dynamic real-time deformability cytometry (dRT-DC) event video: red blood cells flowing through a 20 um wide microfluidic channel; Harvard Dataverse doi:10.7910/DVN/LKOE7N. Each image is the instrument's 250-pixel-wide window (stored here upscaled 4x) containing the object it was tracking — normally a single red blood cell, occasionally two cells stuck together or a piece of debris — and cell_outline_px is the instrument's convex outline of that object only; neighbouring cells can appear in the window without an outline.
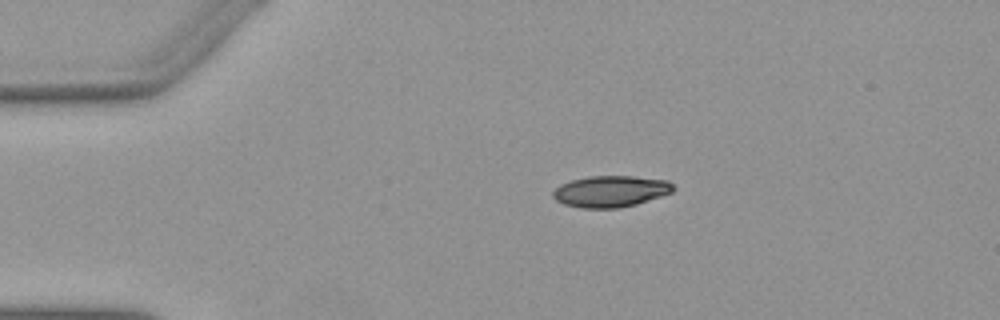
{"species": "Egyptian fruit bat (a non-hibernating species)", "species_latin": "Rousettus aegyptiacus", "temperature_condition": "warm", "stored_images_in_passage": 42, "camera_frame_rate_fps": 3000, "um_per_image_px": 0.085, "animal": {"sex": "female"}, "frame": {"image": 1, "passage_image": 1, "time_ms": 0.0, "image_size_px": [1000, 320], "cell_outline_px": [[676, 188], [672, 192], [636, 204], [620, 208], [580, 208], [564, 204], [556, 200], [552, 196], [552, 192], [560, 184], [572, 180], [588, 176], [632, 176], [668, 180]], "centroid_in_image_um": [51.89, 16.26], "position_along_channel_um": 33.1, "area_um2": 22.02}}
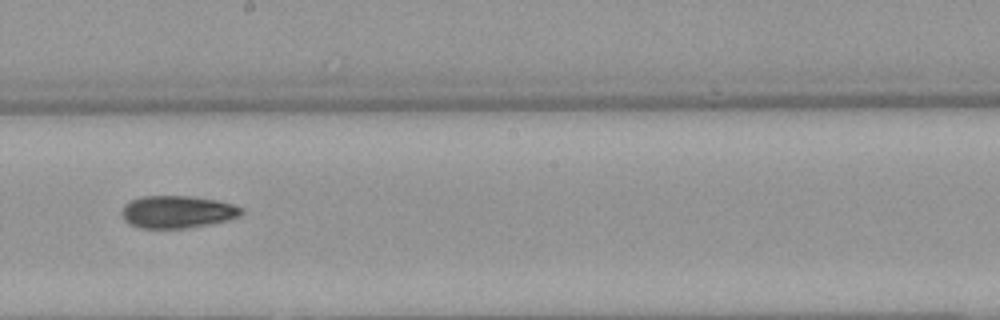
{"frame": {"image": 2, "passage_image": 20, "time_ms": 6.333, "image_size_px": [1000, 320], "cell_outline_px": [[244, 212], [240, 216], [228, 220], [188, 228], [140, 228], [128, 224], [120, 216], [120, 212], [124, 204], [132, 200], [144, 196], [188, 196], [216, 200], [232, 204], [244, 208]], "centroid_in_image_um": [15.05, 18.01], "position_along_channel_um": 233.2, "area_um2": 22.77}}
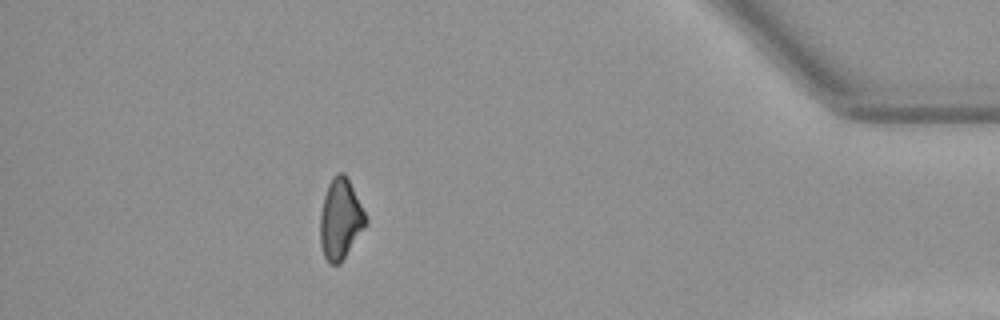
{"frame": {"image": 3, "passage_image": 37, "time_ms": 12.0, "image_size_px": [1000, 320], "cell_outline_px": [[368, 220], [364, 228], [340, 264], [328, 264], [324, 256], [320, 244], [320, 212], [324, 196], [328, 184], [332, 176], [336, 172], [344, 172]], "centroid_in_image_um": [28.9, 18.64], "position_along_channel_um": 406.3, "area_um2": 21.21}, "authors_computed_cell_mechanics": {"area_um2": 22.2241, "velocity_mm_per_s": 3.9238, "shape_relaxation_time_tau1_ms": 6.5524, "shape_relaxation_time_tau2_ms": null, "deformation_change_tau1": 0.1671, "deformation_change_tau2": null}}